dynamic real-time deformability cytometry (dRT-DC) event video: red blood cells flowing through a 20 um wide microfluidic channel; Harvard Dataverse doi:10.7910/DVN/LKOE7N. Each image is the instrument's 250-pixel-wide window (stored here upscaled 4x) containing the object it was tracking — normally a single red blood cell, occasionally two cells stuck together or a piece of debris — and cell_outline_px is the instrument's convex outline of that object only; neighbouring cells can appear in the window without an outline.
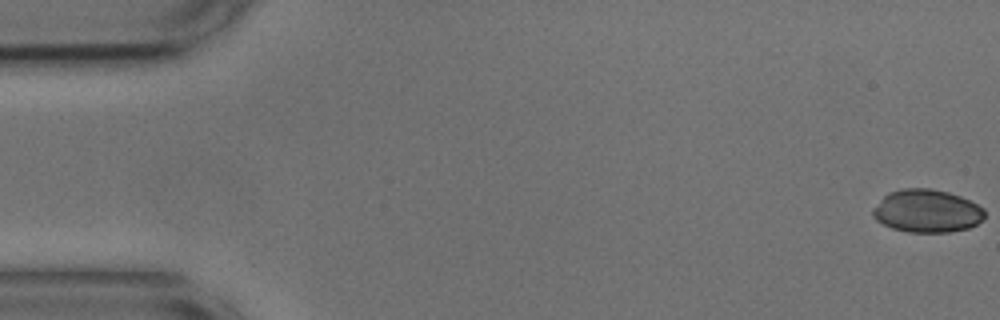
{"species": "common noctule bat (a hibernating species)", "species_latin": "Nyctalus noctula", "temperature_condition": "cold", "stored_images_in_passage": 55, "camera_frame_rate_fps": 3000, "um_per_image_px": 0.085, "animal": {"sex": "male", "body_mass_g": 17.9, "forearm_length_mm": 54.2}, "frame": {"image": 1, "passage_image": 1, "time_ms": 0.0, "image_size_px": [1000, 320], "cell_outline_px": [[984, 216], [976, 224], [968, 228], [948, 232], [908, 232], [892, 228], [876, 220], [872, 216], [872, 208], [888, 192], [904, 188], [932, 188], [948, 192], [960, 196], [984, 208]], "centroid_in_image_um": [78.75, 17.93], "position_along_channel_um": 6.2, "area_um2": 27.92}}
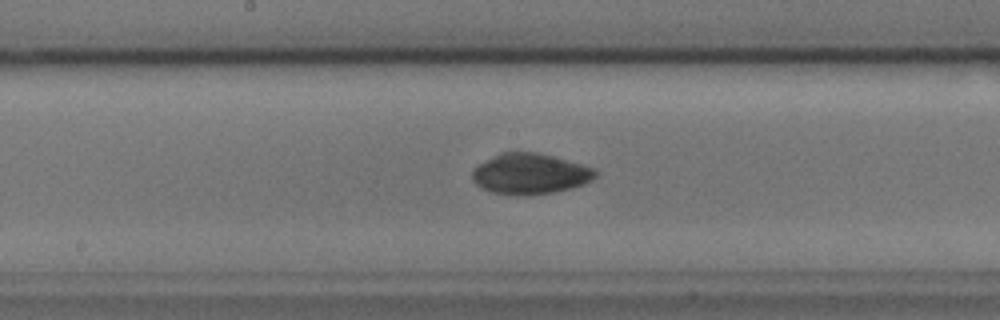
{"frame": {"image": 2, "passage_image": 28, "time_ms": 9.0, "image_size_px": [1000, 320], "cell_outline_px": [[600, 172], [592, 180], [584, 184], [552, 192], [524, 196], [516, 196], [492, 192], [480, 188], [472, 180], [472, 168], [476, 164], [500, 152], [536, 152], [552, 156], [596, 168]], "centroid_in_image_um": [45.02, 14.77], "position_along_channel_um": 203.2, "area_um2": 29.54}}
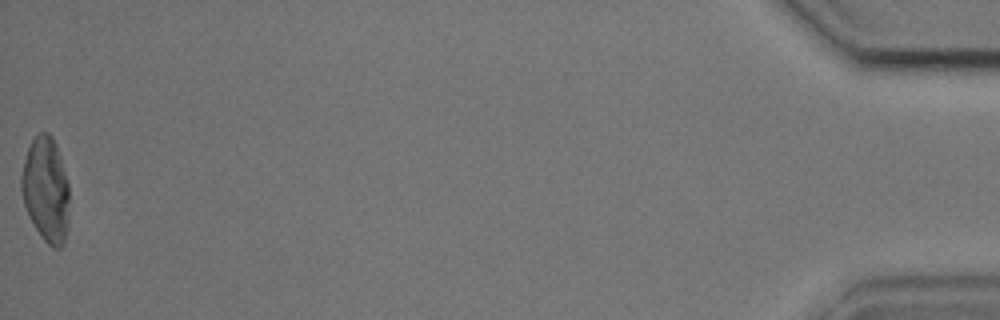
{"frame": {"image": 3, "passage_image": 55, "time_ms": 18.0, "image_size_px": [1000, 320], "cell_outline_px": [[68, 224], [64, 244], [60, 248], [52, 248], [44, 240], [28, 216], [24, 204], [20, 188], [20, 176], [24, 160], [28, 148], [32, 140], [40, 132], [48, 132], [52, 136], [56, 144], [68, 180]], "centroid_in_image_um": [3.89, 16.12], "position_along_channel_um": 431.3, "area_um2": 29.48}, "authors_computed_cell_mechanics": {"area_um2": 28.7266, "velocity_mm_per_s": 3.6498, "shape_relaxation_time_tau1_ms": 8.1193, "shape_relaxation_time_tau2_ms": 2.9437, "deformation_change_tau1": 0.1927, "deformation_change_tau2": 0.0452}}